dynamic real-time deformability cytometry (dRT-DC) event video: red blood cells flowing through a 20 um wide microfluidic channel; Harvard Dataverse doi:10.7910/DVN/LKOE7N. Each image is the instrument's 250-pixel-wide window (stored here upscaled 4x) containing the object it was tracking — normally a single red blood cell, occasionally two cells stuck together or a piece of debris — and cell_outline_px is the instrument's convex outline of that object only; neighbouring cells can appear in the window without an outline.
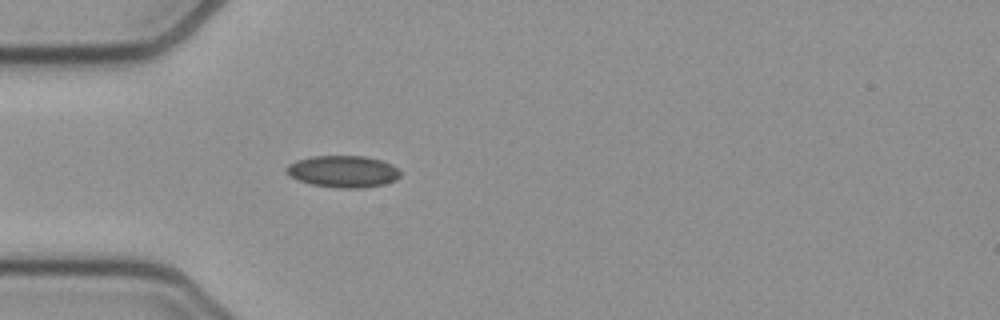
{"species": "common noctule bat (a hibernating species)", "species_latin": "Nyctalus noctula", "temperature_condition": "cold", "stored_images_in_passage": 38, "camera_frame_rate_fps": 3000, "um_per_image_px": 0.085, "animal": {"sex": "female", "body_mass_g": 21.9}, "frame": {"image": 1, "passage_image": 1, "time_ms": 0.0, "image_size_px": [1000, 320], "cell_outline_px": [[400, 176], [396, 180], [384, 184], [360, 188], [336, 188], [312, 184], [296, 180], [288, 176], [284, 172], [284, 168], [288, 164], [296, 160], [312, 156], [364, 156], [380, 160], [392, 164], [400, 172]], "centroid_in_image_um": [29.1, 14.58], "position_along_channel_um": 55.9, "area_um2": 21.33}}
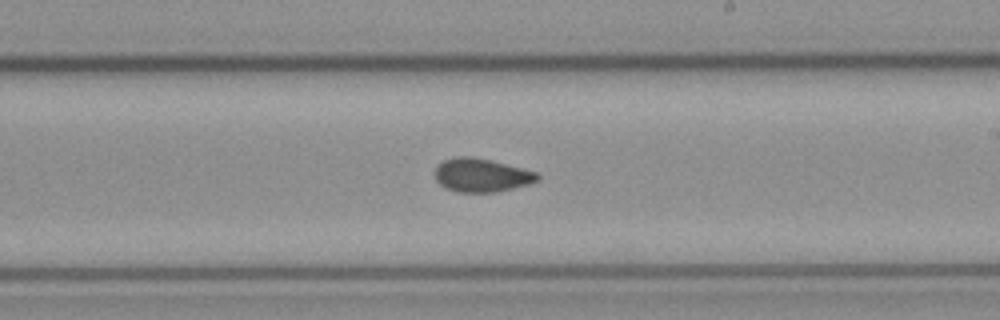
{"frame": {"image": 2, "passage_image": 16, "time_ms": 5.0, "image_size_px": [1000, 320], "cell_outline_px": [[540, 180], [528, 184], [496, 192], [456, 192], [444, 188], [436, 180], [432, 172], [436, 164], [444, 160], [456, 156], [472, 156], [492, 160], [536, 172], [540, 176]], "centroid_in_image_um": [40.86, 14.88], "position_along_channel_um": 248.1, "area_um2": 20.35}}
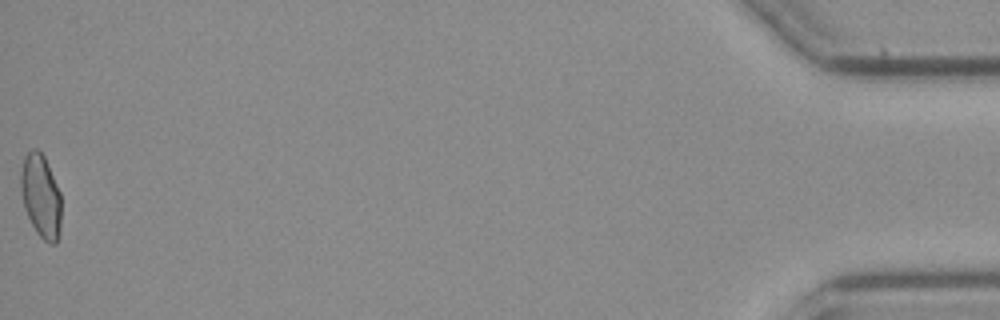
{"frame": {"image": 3, "passage_image": 38, "time_ms": 12.333, "image_size_px": [1000, 320], "cell_outline_px": [[60, 232], [56, 244], [48, 244], [36, 232], [24, 208], [20, 184], [20, 172], [24, 156], [32, 148], [36, 148], [44, 156], [60, 192]], "centroid_in_image_um": [3.46, 16.67], "position_along_channel_um": 431.7, "area_um2": 19.65}, "authors_computed_cell_mechanics": {"area_um2": 19.8832, "velocity_mm_per_s": 3.9287, "shape_relaxation_time_tau1_ms": null, "shape_relaxation_time_tau2_ms": 1.7778, "deformation_change_tau1": null, "deformation_change_tau2": 0.0586}}